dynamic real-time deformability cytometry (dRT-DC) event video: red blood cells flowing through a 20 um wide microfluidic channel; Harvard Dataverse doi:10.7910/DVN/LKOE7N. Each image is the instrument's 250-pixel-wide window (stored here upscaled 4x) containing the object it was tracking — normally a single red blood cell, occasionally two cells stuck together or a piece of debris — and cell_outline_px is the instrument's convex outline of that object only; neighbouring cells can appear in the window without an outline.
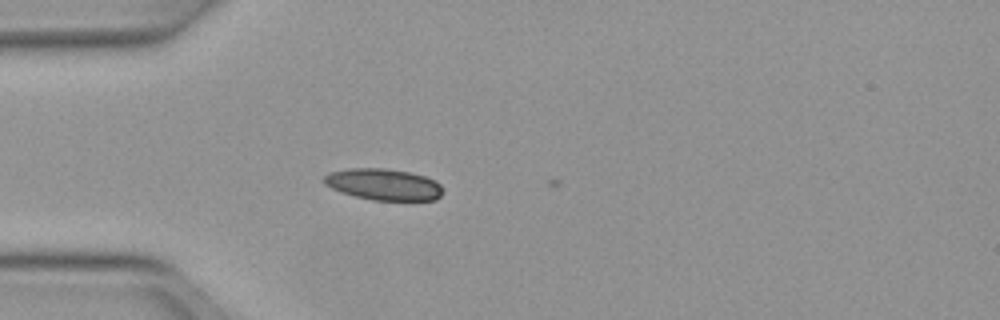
{"species": "Egyptian fruit bat (a non-hibernating species)", "species_latin": "Rousettus aegyptiacus", "temperature_condition": "warm", "stored_images_in_passage": 3, "camera_frame_rate_fps": 3000, "um_per_image_px": 0.085, "animal": {"sex": "female"}, "frame": {"image": 1, "passage_image": 2, "time_ms": 0.333, "image_size_px": [1000, 320], "cell_outline_px": [[440, 196], [436, 200], [372, 200], [340, 192], [324, 184], [320, 180], [328, 172], [352, 168], [384, 168], [408, 172], [424, 176], [436, 180], [440, 184]], "centroid_in_image_um": [32.55, 15.67], "position_along_channel_um": 52.5, "area_um2": 21.73}}